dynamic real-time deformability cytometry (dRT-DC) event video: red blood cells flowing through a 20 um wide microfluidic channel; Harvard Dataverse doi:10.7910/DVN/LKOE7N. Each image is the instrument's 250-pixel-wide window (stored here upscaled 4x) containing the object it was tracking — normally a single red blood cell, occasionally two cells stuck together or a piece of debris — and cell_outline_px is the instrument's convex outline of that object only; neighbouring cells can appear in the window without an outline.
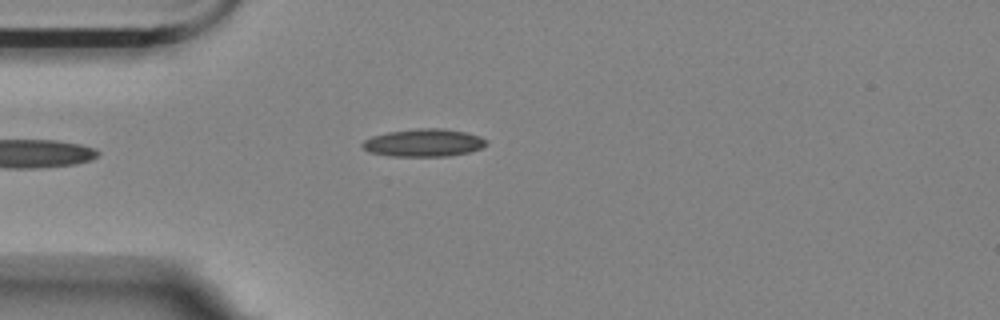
{"species": "Egyptian fruit bat (a non-hibernating species)", "species_latin": "Rousettus aegyptiacus", "temperature_condition": "room temperature", "stored_images_in_passage": 4, "camera_frame_rate_fps": 3000, "um_per_image_px": 0.085, "animal": {"sex": "female"}, "frame": {"image": 1, "passage_image": 4, "time_ms": 1.0, "image_size_px": [1000, 320], "cell_outline_px": [[488, 144], [480, 148], [468, 152], [448, 156], [392, 156], [368, 152], [360, 144], [364, 140], [372, 136], [388, 132], [416, 128], [444, 128], [468, 132], [480, 136], [488, 140]], "centroid_in_image_um": [36.03, 12.12], "position_along_channel_um": 49.0, "area_um2": 20.17}}